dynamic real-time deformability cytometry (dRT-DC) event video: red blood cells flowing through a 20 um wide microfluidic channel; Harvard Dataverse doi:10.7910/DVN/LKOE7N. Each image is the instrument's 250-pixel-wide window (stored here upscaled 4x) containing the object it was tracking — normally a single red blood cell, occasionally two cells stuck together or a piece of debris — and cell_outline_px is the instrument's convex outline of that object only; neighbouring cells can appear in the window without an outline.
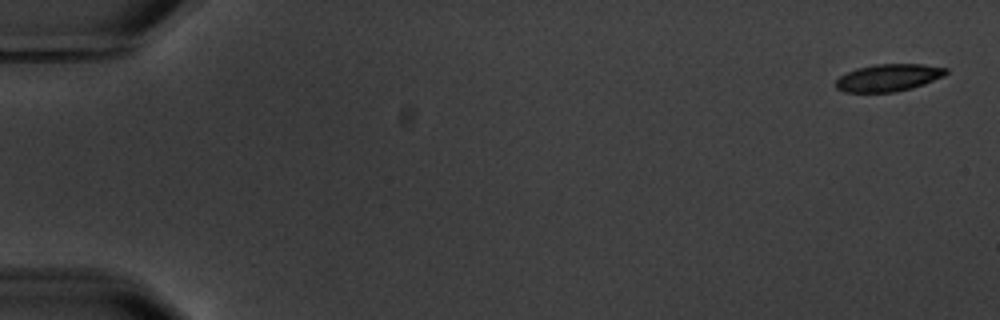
{"species": "common noctule bat (a hibernating species)", "species_latin": "Nyctalus noctula", "temperature_condition": "warm", "stored_images_in_passage": 5, "segment_of_instrument_passage": [1, 2], "camera_frame_rate_fps": 3000, "um_per_image_px": 0.085, "animal": {"sex": "male", "body_mass_g": 20.1, "forearm_length_mm": 53.5}, "frame": {"image": 1, "passage_image": 1, "time_ms": 0.0, "image_size_px": [1000, 320], "cell_outline_px": [[948, 72], [944, 76], [924, 84], [912, 88], [892, 92], [844, 92], [836, 88], [836, 80], [840, 76], [856, 68], [876, 64], [924, 64], [948, 68]], "centroid_in_image_um": [75.53, 6.6], "position_along_channel_um": 9.5, "area_um2": 17.51}}
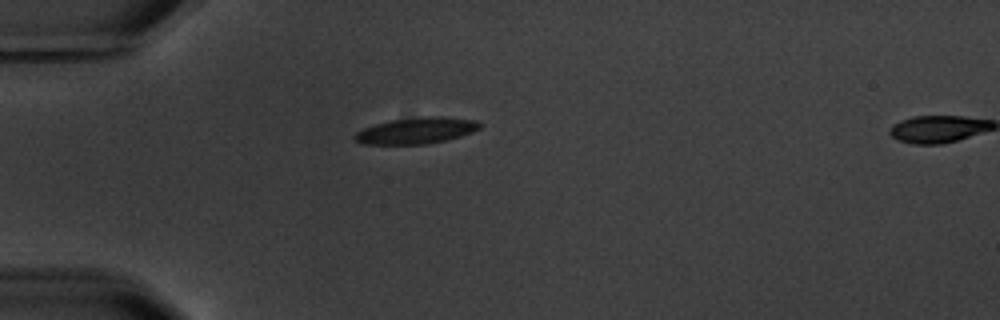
{"frame": {"image": 2, "passage_image": 4, "time_ms": 5.0, "image_size_px": [1000, 320], "cell_outline_px": [[480, 128], [472, 132], [460, 136], [428, 144], [360, 144], [352, 136], [356, 132], [364, 128], [388, 120], [424, 116], [444, 116], [476, 120], [480, 124]], "centroid_in_image_um": [35.37, 11.09], "position_along_channel_um": 49.6, "area_um2": 19.19}}